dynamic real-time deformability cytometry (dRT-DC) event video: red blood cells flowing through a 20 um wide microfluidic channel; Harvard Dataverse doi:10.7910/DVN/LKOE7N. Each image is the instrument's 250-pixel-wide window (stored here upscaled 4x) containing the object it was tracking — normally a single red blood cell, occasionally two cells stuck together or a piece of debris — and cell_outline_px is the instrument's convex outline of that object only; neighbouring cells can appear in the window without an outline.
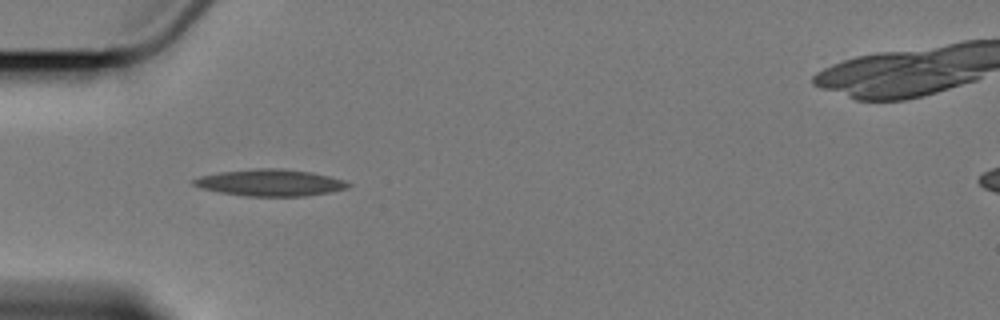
{"species": "Egyptian fruit bat (a non-hibernating species)", "species_latin": "Rousettus aegyptiacus", "temperature_condition": "cold", "stored_images_in_passage": 6, "camera_frame_rate_fps": 3000, "um_per_image_px": 0.085, "animal": {"sex": "female"}, "frame": {"image": 1, "passage_image": 4, "time_ms": 4.333, "image_size_px": [1000, 320], "cell_outline_px": [[352, 184], [348, 188], [328, 192], [304, 196], [244, 196], [220, 192], [200, 188], [192, 184], [192, 180], [200, 176], [220, 172], [256, 168], [284, 168], [312, 172], [344, 180]], "centroid_in_image_um": [22.96, 15.52], "position_along_channel_um": 62.0, "area_um2": 24.04}}
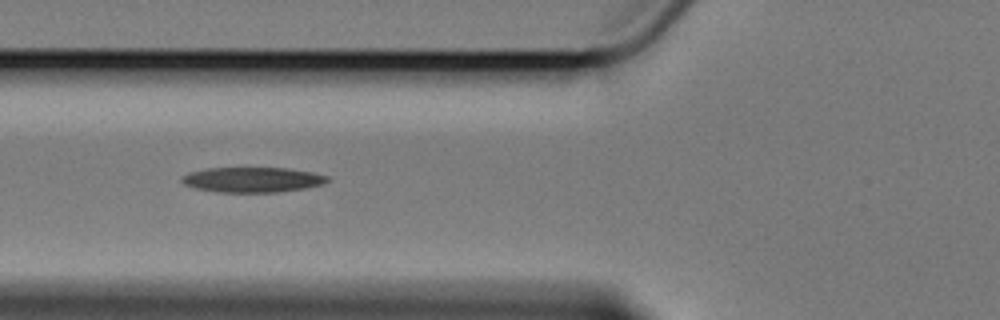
{"frame": {"image": 2, "passage_image": 5, "time_ms": 5.667, "image_size_px": [1000, 320], "cell_outline_px": [[332, 180], [324, 184], [304, 188], [280, 192], [216, 192], [196, 188], [184, 184], [180, 180], [180, 176], [188, 172], [208, 168], [288, 168], [312, 172], [328, 176]], "centroid_in_image_um": [21.46, 15.27], "position_along_channel_um": 104.3, "area_um2": 21.5}}
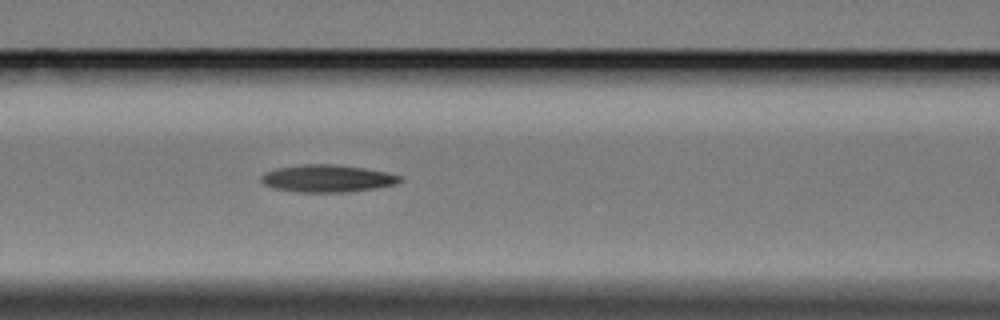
{"frame": {"image": 3, "passage_image": 6, "time_ms": 6.667, "image_size_px": [1000, 320], "cell_outline_px": [[404, 180], [396, 184], [376, 188], [348, 192], [300, 192], [276, 188], [264, 184], [260, 180], [260, 176], [264, 172], [276, 168], [304, 164], [336, 164], [364, 168], [388, 172], [400, 176]], "centroid_in_image_um": [27.84, 15.16], "position_along_channel_um": 138.8, "area_um2": 22.2}}